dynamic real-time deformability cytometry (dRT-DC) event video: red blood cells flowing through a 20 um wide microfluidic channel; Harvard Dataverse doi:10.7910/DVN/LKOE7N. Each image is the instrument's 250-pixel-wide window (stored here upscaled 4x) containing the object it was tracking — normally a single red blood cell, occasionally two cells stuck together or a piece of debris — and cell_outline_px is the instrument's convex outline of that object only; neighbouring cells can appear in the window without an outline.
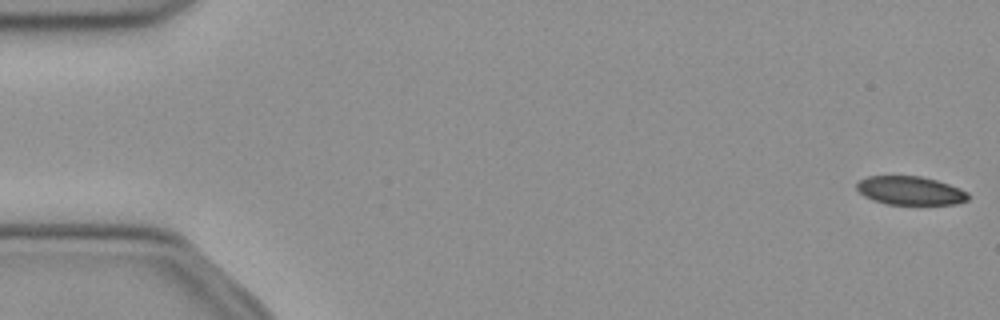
{"species": "common noctule bat (a hibernating species)", "species_latin": "Nyctalus noctula", "temperature_condition": "cold", "stored_images_in_passage": 52, "camera_frame_rate_fps": 3000, "um_per_image_px": 0.085, "animal": {"sex": "female", "body_mass_g": 21.9}, "frame": {"image": 1, "passage_image": 1, "time_ms": 0.0, "image_size_px": [1000, 320], "cell_outline_px": [[968, 200], [956, 204], [888, 204], [872, 200], [864, 196], [856, 188], [856, 184], [860, 180], [868, 176], [920, 176], [936, 180], [960, 188], [968, 192]], "centroid_in_image_um": [77.37, 16.2], "position_along_channel_um": 7.6, "area_um2": 18.5}}
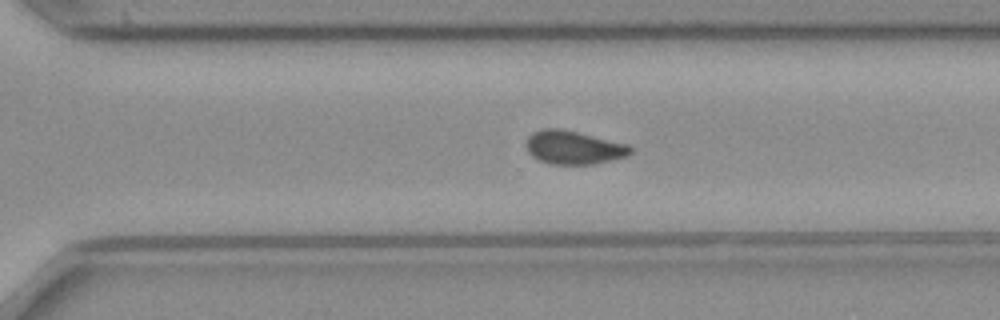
{"frame": {"image": 2, "passage_image": 36, "time_ms": 11.667, "image_size_px": [1000, 320], "cell_outline_px": [[632, 152], [628, 156], [596, 164], [548, 164], [532, 156], [528, 152], [524, 144], [528, 136], [532, 132], [544, 128], [560, 128], [628, 144], [632, 148]], "centroid_in_image_um": [48.73, 12.54], "position_along_channel_um": 321.9, "area_um2": 20.52}}
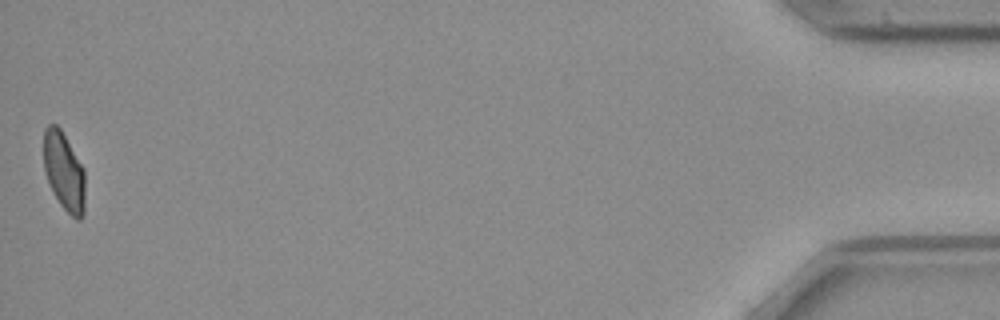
{"frame": {"image": 3, "passage_image": 52, "time_ms": 17.0, "image_size_px": [1000, 320], "cell_outline_px": [[84, 216], [80, 220], [76, 220], [60, 204], [48, 180], [44, 168], [44, 128], [48, 124], [56, 124], [60, 128], [84, 168]], "centroid_in_image_um": [5.45, 14.57], "position_along_channel_um": 429.7, "area_um2": 18.73}, "authors_computed_cell_mechanics": {"area_um2": 20.6635, "velocity_mm_per_s": 3.9244, "shape_relaxation_time_tau1_ms": 9.9813, "shape_relaxation_time_tau2_ms": null, "deformation_change_tau1": 0.1547, "deformation_change_tau2": null}}